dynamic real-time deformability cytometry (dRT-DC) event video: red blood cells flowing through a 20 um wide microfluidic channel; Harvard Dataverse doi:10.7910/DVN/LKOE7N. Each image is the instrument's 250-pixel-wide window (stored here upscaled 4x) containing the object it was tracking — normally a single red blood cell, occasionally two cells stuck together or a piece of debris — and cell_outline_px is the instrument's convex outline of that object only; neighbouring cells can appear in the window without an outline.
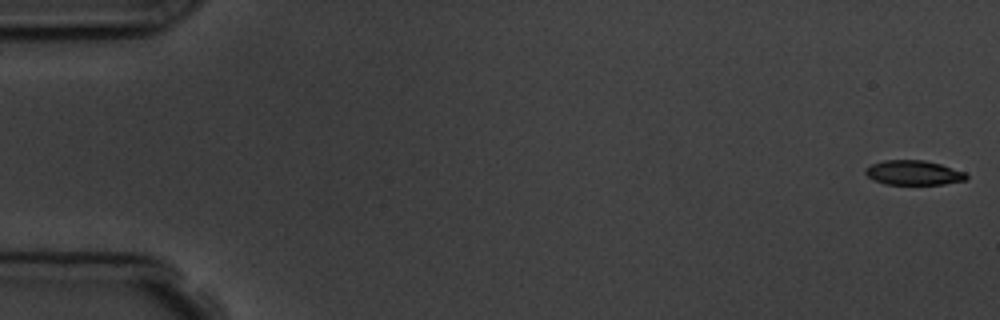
{"species": "common noctule bat (a hibernating species)", "species_latin": "Nyctalus noctula", "temperature_condition": "room temperature", "stored_images_in_passage": 6, "camera_frame_rate_fps": 3000, "um_per_image_px": 0.085, "animal": {"sex": "male", "body_mass_g": 19.5, "forearm_length_mm": 54.6}, "frame": {"image": 1, "passage_image": 1, "time_ms": 0.0, "image_size_px": [1000, 320], "cell_outline_px": [[968, 176], [964, 180], [944, 184], [884, 184], [868, 176], [864, 172], [864, 168], [872, 164], [884, 160], [924, 160], [940, 164], [964, 172]], "centroid_in_image_um": [77.62, 14.67], "position_along_channel_um": 7.4, "area_um2": 14.28}}
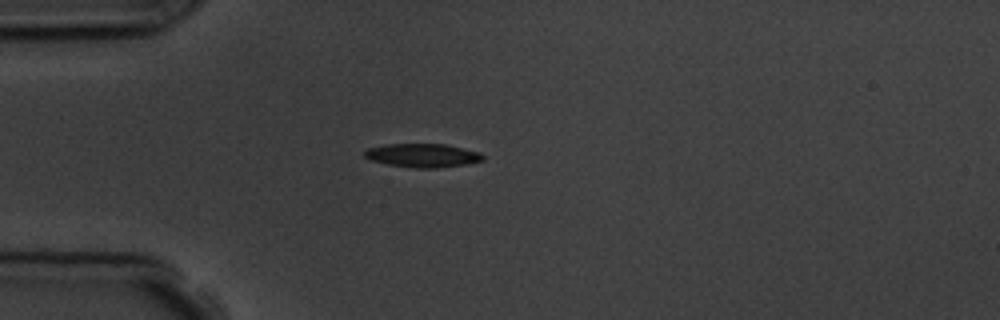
{"frame": {"image": 2, "passage_image": 5, "time_ms": 4.667, "image_size_px": [1000, 320], "cell_outline_px": [[484, 160], [464, 164], [436, 168], [416, 168], [388, 164], [372, 160], [364, 156], [364, 152], [368, 148], [388, 144], [444, 144], [480, 152], [484, 156]], "centroid_in_image_um": [35.93, 13.21], "position_along_channel_um": 49.1, "area_um2": 16.07}}